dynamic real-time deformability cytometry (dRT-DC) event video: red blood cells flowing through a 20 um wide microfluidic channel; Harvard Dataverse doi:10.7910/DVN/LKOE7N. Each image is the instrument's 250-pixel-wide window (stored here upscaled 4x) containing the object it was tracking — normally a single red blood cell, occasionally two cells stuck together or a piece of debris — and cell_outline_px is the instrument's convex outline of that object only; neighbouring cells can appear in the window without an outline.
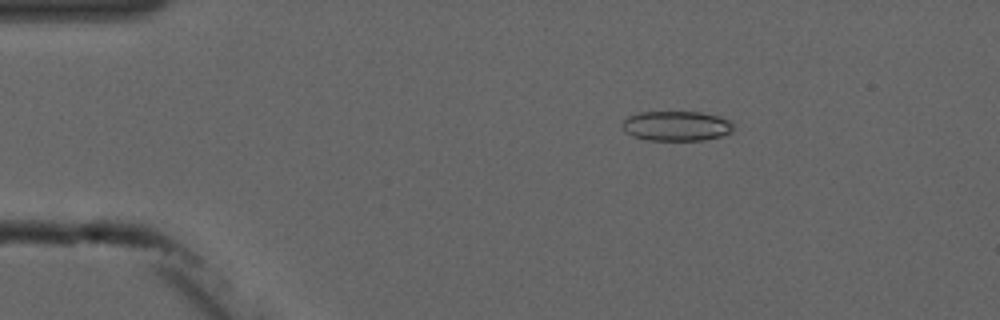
{"species": "common noctule bat (a hibernating species)", "species_latin": "Nyctalus noctula", "temperature_condition": "cold", "stored_images_in_passage": 5, "camera_frame_rate_fps": 3000, "um_per_image_px": 0.085, "animal": {"sex": "male", "forearm_length_mm": 52.5}, "frame": {"image": 1, "passage_image": 3, "time_ms": 2.667, "image_size_px": [1000, 320], "cell_outline_px": [[732, 132], [724, 136], [704, 140], [648, 140], [632, 136], [620, 124], [628, 116], [640, 112], [700, 112], [720, 116], [728, 120], [732, 124]], "centroid_in_image_um": [57.51, 10.71], "position_along_channel_um": 27.5, "area_um2": 19.36}}